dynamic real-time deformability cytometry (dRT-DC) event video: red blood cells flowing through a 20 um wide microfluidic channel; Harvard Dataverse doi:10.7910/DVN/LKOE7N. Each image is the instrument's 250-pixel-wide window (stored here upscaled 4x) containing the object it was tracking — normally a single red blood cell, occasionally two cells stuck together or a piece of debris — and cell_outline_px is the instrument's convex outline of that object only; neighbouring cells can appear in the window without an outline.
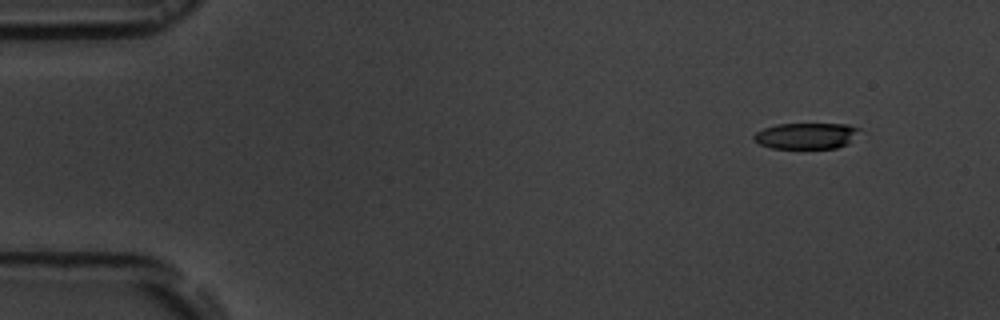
{"species": "common noctule bat (a hibernating species)", "species_latin": "Nyctalus noctula", "temperature_condition": "room temperature", "stored_images_in_passage": 5, "camera_frame_rate_fps": 3000, "um_per_image_px": 0.085, "animal": {"sex": "male", "body_mass_g": 19.5, "forearm_length_mm": 54.6}, "frame": {"image": 1, "passage_image": 1, "time_ms": 0.0, "image_size_px": [1000, 320], "cell_outline_px": [[860, 128], [848, 144], [836, 148], [772, 148], [760, 144], [752, 140], [752, 136], [756, 132], [764, 128], [776, 124], [848, 124]], "centroid_in_image_um": [68.49, 11.54], "position_along_channel_um": 16.5, "area_um2": 16.01}}
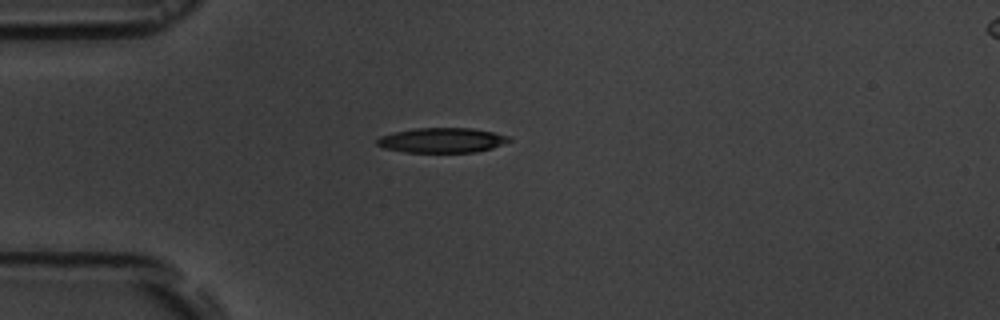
{"frame": {"image": 2, "passage_image": 3, "time_ms": 3.333, "image_size_px": [1000, 320], "cell_outline_px": [[512, 140], [492, 148], [476, 152], [404, 152], [384, 148], [376, 144], [376, 140], [380, 136], [392, 132], [416, 128], [472, 128], [492, 132], [508, 136]], "centroid_in_image_um": [37.53, 11.92], "position_along_channel_um": 47.5, "area_um2": 19.13}}
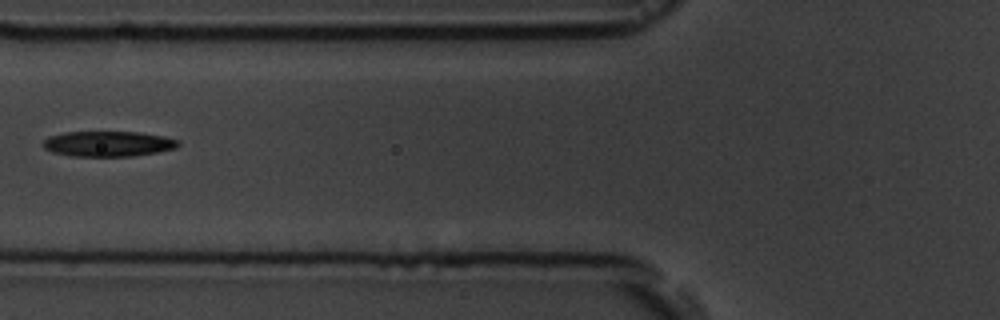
{"frame": {"image": 3, "passage_image": 5, "time_ms": 5.667, "image_size_px": [1000, 320], "cell_outline_px": [[180, 144], [176, 148], [156, 152], [132, 156], [72, 156], [52, 152], [44, 148], [44, 140], [48, 136], [64, 132], [136, 132], [164, 136], [180, 140]], "centroid_in_image_um": [9.2, 12.22], "position_along_channel_um": 116.6, "area_um2": 19.94}}